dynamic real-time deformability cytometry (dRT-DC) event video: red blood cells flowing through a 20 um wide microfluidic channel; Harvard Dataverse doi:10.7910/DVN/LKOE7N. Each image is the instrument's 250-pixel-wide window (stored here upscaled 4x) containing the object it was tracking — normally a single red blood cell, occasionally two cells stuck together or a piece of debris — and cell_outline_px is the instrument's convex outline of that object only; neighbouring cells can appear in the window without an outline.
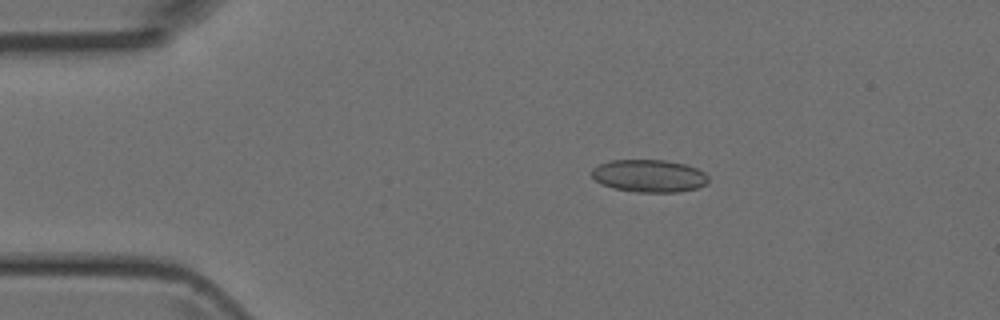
{"species": "Egyptian fruit bat (a non-hibernating species)", "species_latin": "Rousettus aegyptiacus", "temperature_condition": "room temperature", "stored_images_in_passage": 4, "camera_frame_rate_fps": 3000, "um_per_image_px": 0.085, "animal": {"sex": "female"}, "frame": {"image": 1, "passage_image": 2, "time_ms": 1.0, "image_size_px": [1000, 320], "cell_outline_px": [[708, 184], [696, 188], [676, 192], [636, 192], [612, 188], [596, 180], [592, 176], [592, 168], [600, 164], [612, 160], [664, 160], [684, 164], [696, 168], [704, 172], [708, 176]], "centroid_in_image_um": [55.19, 14.95], "position_along_channel_um": 29.8, "area_um2": 22.02}}
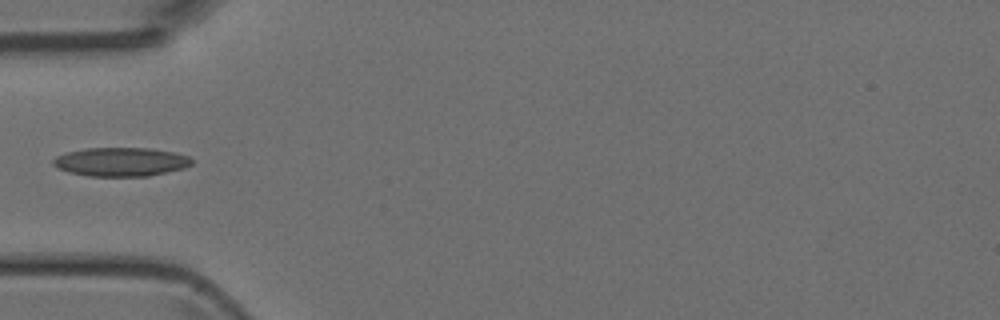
{"frame": {"image": 2, "passage_image": 4, "time_ms": 3.333, "image_size_px": [1000, 320], "cell_outline_px": [[192, 164], [184, 168], [148, 176], [88, 176], [68, 172], [56, 168], [52, 164], [52, 160], [56, 156], [64, 152], [84, 148], [148, 148], [176, 152], [188, 156], [192, 160]], "centroid_in_image_um": [10.23, 13.75], "position_along_channel_um": 74.8, "area_um2": 23.47}}